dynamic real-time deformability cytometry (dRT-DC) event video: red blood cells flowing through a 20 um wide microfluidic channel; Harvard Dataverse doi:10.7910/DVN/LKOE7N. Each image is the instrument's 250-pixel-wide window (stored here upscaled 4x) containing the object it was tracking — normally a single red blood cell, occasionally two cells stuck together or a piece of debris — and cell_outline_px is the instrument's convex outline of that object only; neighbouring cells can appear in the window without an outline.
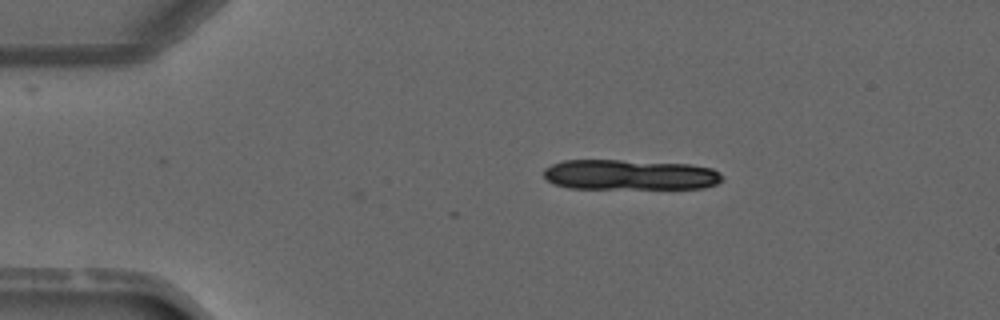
{"species": "common noctule bat (a hibernating species)", "species_latin": "Nyctalus noctula", "temperature_condition": "warm", "stored_images_in_passage": 2, "camera_frame_rate_fps": 3000, "um_per_image_px": 0.085, "animal": {"sex": "male", "forearm_length_mm": 52.5}, "frame": {"image": 1, "passage_image": 2, "time_ms": 1.333, "image_size_px": [1000, 320], "cell_outline_px": [[724, 180], [716, 184], [704, 188], [568, 188], [556, 184], [548, 180], [544, 176], [544, 168], [552, 164], [564, 160], [620, 160], [688, 164], [712, 168], [720, 172], [724, 176]], "centroid_in_image_um": [53.57, 14.85], "position_along_channel_um": 31.4, "area_um2": 31.56}}